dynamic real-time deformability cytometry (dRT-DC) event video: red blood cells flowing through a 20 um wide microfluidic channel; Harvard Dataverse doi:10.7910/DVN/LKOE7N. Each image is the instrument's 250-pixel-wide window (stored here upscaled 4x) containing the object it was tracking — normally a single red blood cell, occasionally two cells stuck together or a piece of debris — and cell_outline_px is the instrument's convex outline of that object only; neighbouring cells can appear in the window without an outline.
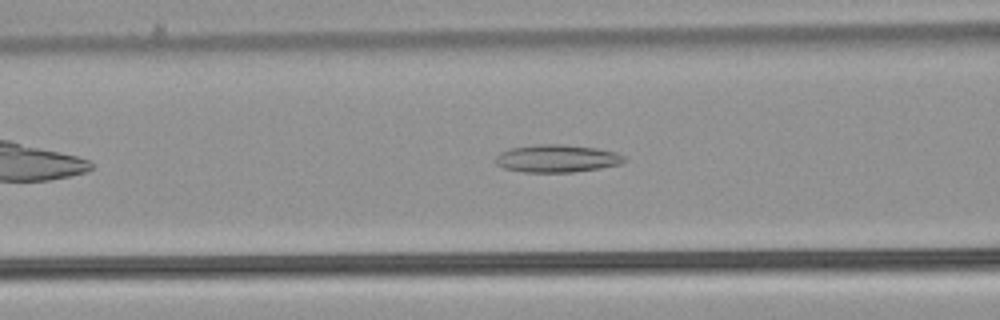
{"species": "common noctule bat (a hibernating species)", "species_latin": "Nyctalus noctula", "temperature_condition": "warm", "stored_images_in_passage": 39, "camera_frame_rate_fps": 3000, "um_per_image_px": 0.085, "animal": {"sex": "male", "body_mass_g": 21.5, "forearm_length_mm": 52.0}, "frame": {"image": 1, "passage_image": 8, "time_ms": 2.333, "image_size_px": [1000, 320], "cell_outline_px": [[628, 160], [620, 164], [600, 168], [572, 172], [524, 172], [504, 168], [496, 164], [496, 156], [500, 152], [512, 148], [540, 144], [564, 144], [596, 148], [616, 152], [624, 156]], "centroid_in_image_um": [47.36, 13.47], "position_along_channel_um": 119.2, "area_um2": 20.69}}
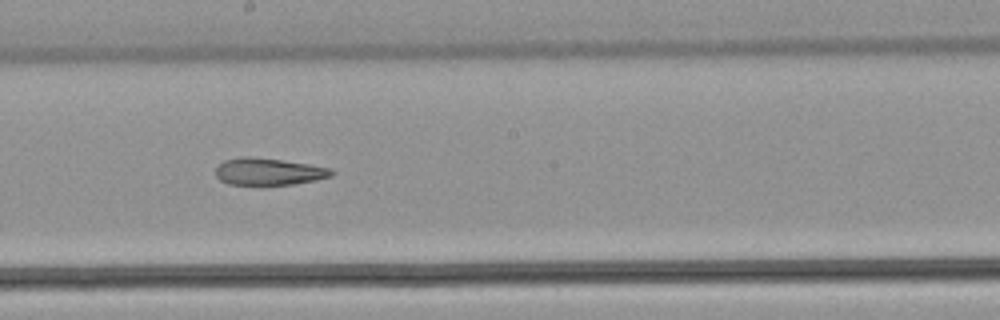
{"frame": {"image": 2, "passage_image": 16, "time_ms": 5.0, "image_size_px": [1000, 320], "cell_outline_px": [[336, 172], [332, 176], [316, 180], [292, 184], [264, 188], [260, 188], [228, 184], [220, 180], [216, 176], [216, 168], [224, 160], [240, 156], [248, 156], [280, 160], [308, 164], [332, 168]], "centroid_in_image_um": [22.81, 14.64], "position_along_channel_um": 225.4, "area_um2": 19.13}}
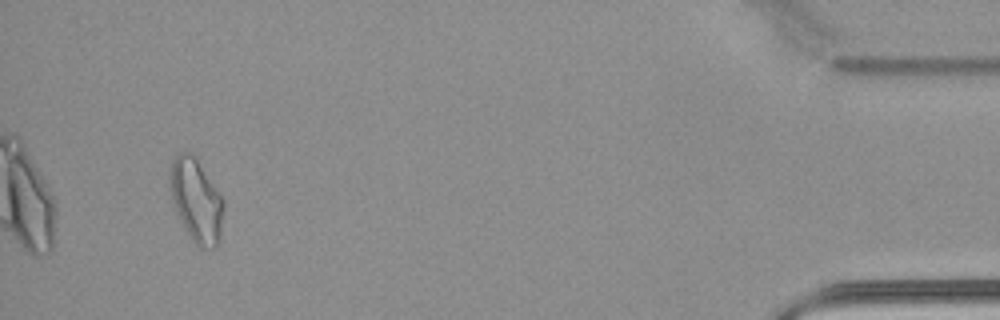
{"frame": {"image": 3, "passage_image": 36, "time_ms": 11.667, "image_size_px": [1000, 320], "cell_outline_px": [[224, 208], [220, 236], [216, 248], [200, 248], [192, 240], [176, 212], [168, 180], [172, 160], [180, 152], [192, 152], [224, 200]], "centroid_in_image_um": [16.68, 17.03], "position_along_channel_um": 418.5, "area_um2": 25.84}, "authors_computed_cell_mechanics": {"area_um2": 20.4034, "velocity_mm_per_s": 3.9986, "shape_relaxation_time_tau1_ms": null, "shape_relaxation_time_tau2_ms": 3.5196, "deformation_change_tau1": null, "deformation_change_tau2": 0.1325}}